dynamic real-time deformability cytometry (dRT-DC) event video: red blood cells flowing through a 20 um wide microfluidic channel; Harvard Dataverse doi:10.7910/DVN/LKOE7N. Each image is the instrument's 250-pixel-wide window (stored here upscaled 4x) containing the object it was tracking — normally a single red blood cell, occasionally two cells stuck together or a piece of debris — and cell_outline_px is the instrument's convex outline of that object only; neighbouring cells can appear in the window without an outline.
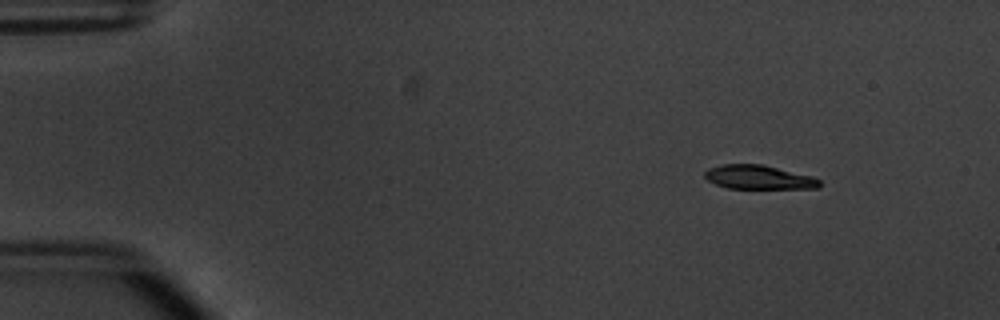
{"species": "common noctule bat (a hibernating species)", "species_latin": "Nyctalus noctula", "temperature_condition": "warm", "stored_images_in_passage": 48, "camera_frame_rate_fps": 3000, "um_per_image_px": 0.085, "animal": {"sex": "male", "body_mass_g": 20.1, "forearm_length_mm": 53.5}, "frame": {"image": 1, "passage_image": 1, "time_ms": 0.0, "image_size_px": [1000, 320], "cell_outline_px": [[820, 188], [728, 188], [716, 184], [708, 180], [704, 176], [704, 172], [708, 168], [724, 164], [760, 164], [812, 176], [820, 180]], "centroid_in_image_um": [64.47, 15.06], "position_along_channel_um": 20.5, "area_um2": 15.84}}
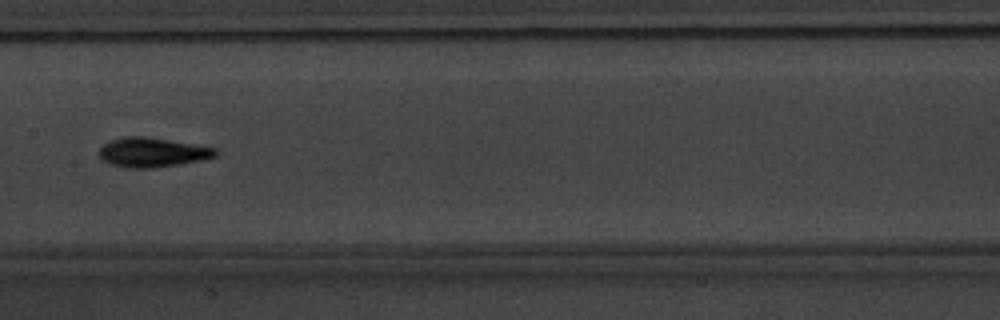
{"frame": {"image": 2, "passage_image": 22, "time_ms": 7.0, "image_size_px": [1000, 320], "cell_outline_px": [[216, 156], [204, 160], [180, 164], [152, 168], [128, 168], [112, 164], [100, 160], [100, 148], [104, 144], [112, 140], [124, 136], [144, 136], [216, 148]], "centroid_in_image_um": [12.93, 12.96], "position_along_channel_um": 194.5, "area_um2": 19.83}}
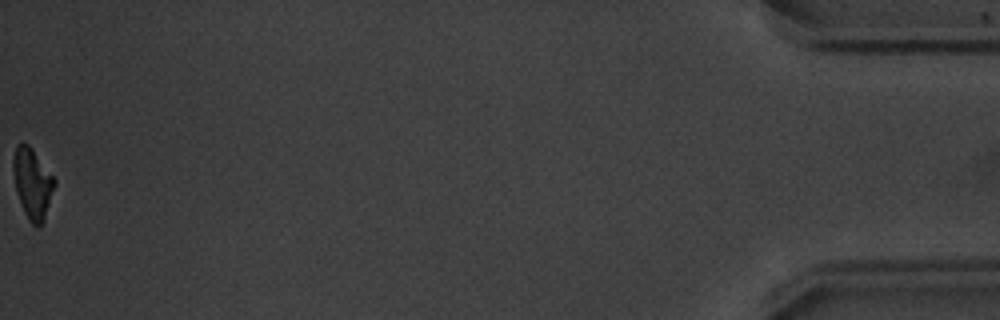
{"frame": {"image": 3, "passage_image": 48, "time_ms": 15.667, "image_size_px": [1000, 320], "cell_outline_px": [[56, 184], [44, 220], [36, 228], [28, 220], [24, 212], [16, 192], [12, 168], [12, 160], [16, 144], [28, 144], [32, 148], [56, 180]], "centroid_in_image_um": [2.75, 15.59], "position_along_channel_um": 432.5, "area_um2": 16.99}, "authors_computed_cell_mechanics": {"area_um2": 18.0625, "velocity_mm_per_s": 3.844, "shape_relaxation_time_tau1_ms": 2.7055, "shape_relaxation_time_tau2_ms": 8.4088, "deformation_change_tau1": 0.1659, "deformation_change_tau2": 0.1578}}